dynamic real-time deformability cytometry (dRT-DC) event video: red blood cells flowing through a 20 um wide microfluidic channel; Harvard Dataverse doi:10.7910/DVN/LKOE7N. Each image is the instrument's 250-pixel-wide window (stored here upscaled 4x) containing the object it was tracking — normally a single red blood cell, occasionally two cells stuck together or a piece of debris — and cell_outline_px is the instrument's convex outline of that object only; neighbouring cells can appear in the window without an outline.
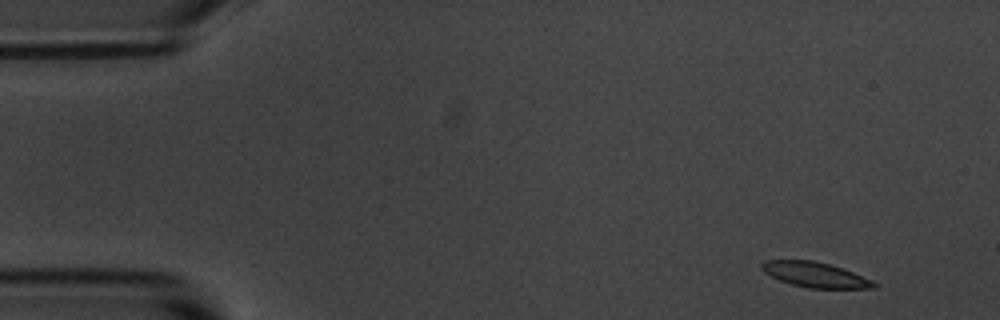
{"species": "common noctule bat (a hibernating species)", "species_latin": "Nyctalus noctula", "temperature_condition": "room temperature", "stored_images_in_passage": 3, "camera_frame_rate_fps": 3000, "um_per_image_px": 0.085, "animal": {"sex": "male", "body_mass_g": 20.1, "forearm_length_mm": 53.5}, "frame": {"image": 1, "passage_image": 1, "time_ms": 0.0, "image_size_px": [1000, 320], "cell_outline_px": [[876, 288], [808, 288], [792, 284], [780, 280], [764, 272], [760, 268], [760, 264], [764, 260], [812, 260], [844, 268], [872, 280], [876, 284]], "centroid_in_image_um": [69.27, 23.34], "position_along_channel_um": 15.7, "area_um2": 16.36}}